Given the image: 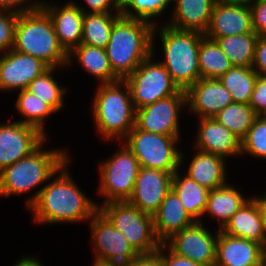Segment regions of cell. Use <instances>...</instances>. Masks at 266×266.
Listing matches in <instances>:
<instances>
[{
    "label": "cell",
    "mask_w": 266,
    "mask_h": 266,
    "mask_svg": "<svg viewBox=\"0 0 266 266\" xmlns=\"http://www.w3.org/2000/svg\"><path fill=\"white\" fill-rule=\"evenodd\" d=\"M261 214L264 233V248H266V192L261 195Z\"/></svg>",
    "instance_id": "7dc6e473"
},
{
    "label": "cell",
    "mask_w": 266,
    "mask_h": 266,
    "mask_svg": "<svg viewBox=\"0 0 266 266\" xmlns=\"http://www.w3.org/2000/svg\"><path fill=\"white\" fill-rule=\"evenodd\" d=\"M252 69L258 75L266 76V36H258Z\"/></svg>",
    "instance_id": "7bdbcfd3"
},
{
    "label": "cell",
    "mask_w": 266,
    "mask_h": 266,
    "mask_svg": "<svg viewBox=\"0 0 266 266\" xmlns=\"http://www.w3.org/2000/svg\"><path fill=\"white\" fill-rule=\"evenodd\" d=\"M156 45L158 43H152V54L124 79L135 109L171 97L180 91L169 72L156 58V51H160L156 50Z\"/></svg>",
    "instance_id": "30bf717a"
},
{
    "label": "cell",
    "mask_w": 266,
    "mask_h": 266,
    "mask_svg": "<svg viewBox=\"0 0 266 266\" xmlns=\"http://www.w3.org/2000/svg\"><path fill=\"white\" fill-rule=\"evenodd\" d=\"M39 7L32 0H0V10H9L17 13L29 12Z\"/></svg>",
    "instance_id": "ee69618b"
},
{
    "label": "cell",
    "mask_w": 266,
    "mask_h": 266,
    "mask_svg": "<svg viewBox=\"0 0 266 266\" xmlns=\"http://www.w3.org/2000/svg\"><path fill=\"white\" fill-rule=\"evenodd\" d=\"M13 50L31 55L48 67L66 68L68 53L59 43L50 16L39 7L18 15Z\"/></svg>",
    "instance_id": "8992f818"
},
{
    "label": "cell",
    "mask_w": 266,
    "mask_h": 266,
    "mask_svg": "<svg viewBox=\"0 0 266 266\" xmlns=\"http://www.w3.org/2000/svg\"><path fill=\"white\" fill-rule=\"evenodd\" d=\"M16 100L14 101V109L19 114L21 119L17 121L37 128L43 135L50 139L47 130L46 120L50 116H54L57 112L46 102L41 100L38 96L30 93L29 91L20 90L17 91ZM54 114V115H53Z\"/></svg>",
    "instance_id": "f1b7e54d"
},
{
    "label": "cell",
    "mask_w": 266,
    "mask_h": 266,
    "mask_svg": "<svg viewBox=\"0 0 266 266\" xmlns=\"http://www.w3.org/2000/svg\"><path fill=\"white\" fill-rule=\"evenodd\" d=\"M153 28L150 22L122 15L115 21L105 51L113 73L120 80L152 54Z\"/></svg>",
    "instance_id": "5b68a950"
},
{
    "label": "cell",
    "mask_w": 266,
    "mask_h": 266,
    "mask_svg": "<svg viewBox=\"0 0 266 266\" xmlns=\"http://www.w3.org/2000/svg\"><path fill=\"white\" fill-rule=\"evenodd\" d=\"M84 14L121 12V0H74ZM79 2V3H78ZM81 3V4H80Z\"/></svg>",
    "instance_id": "f35d334b"
},
{
    "label": "cell",
    "mask_w": 266,
    "mask_h": 266,
    "mask_svg": "<svg viewBox=\"0 0 266 266\" xmlns=\"http://www.w3.org/2000/svg\"><path fill=\"white\" fill-rule=\"evenodd\" d=\"M91 112L95 132L103 140L120 142L135 126V107L125 80L97 84Z\"/></svg>",
    "instance_id": "3957f363"
},
{
    "label": "cell",
    "mask_w": 266,
    "mask_h": 266,
    "mask_svg": "<svg viewBox=\"0 0 266 266\" xmlns=\"http://www.w3.org/2000/svg\"><path fill=\"white\" fill-rule=\"evenodd\" d=\"M193 149L219 155L226 160L241 157V140L214 118H199Z\"/></svg>",
    "instance_id": "d6986e66"
},
{
    "label": "cell",
    "mask_w": 266,
    "mask_h": 266,
    "mask_svg": "<svg viewBox=\"0 0 266 266\" xmlns=\"http://www.w3.org/2000/svg\"><path fill=\"white\" fill-rule=\"evenodd\" d=\"M172 179V173L141 167L128 202L153 216L172 189Z\"/></svg>",
    "instance_id": "e0dca14e"
},
{
    "label": "cell",
    "mask_w": 266,
    "mask_h": 266,
    "mask_svg": "<svg viewBox=\"0 0 266 266\" xmlns=\"http://www.w3.org/2000/svg\"><path fill=\"white\" fill-rule=\"evenodd\" d=\"M157 239L164 243L172 235L195 223L183 207L177 194L171 189L157 212L153 215Z\"/></svg>",
    "instance_id": "d4e9b609"
},
{
    "label": "cell",
    "mask_w": 266,
    "mask_h": 266,
    "mask_svg": "<svg viewBox=\"0 0 266 266\" xmlns=\"http://www.w3.org/2000/svg\"><path fill=\"white\" fill-rule=\"evenodd\" d=\"M48 68L36 57L10 49L0 56V92L25 90Z\"/></svg>",
    "instance_id": "9a60e30c"
},
{
    "label": "cell",
    "mask_w": 266,
    "mask_h": 266,
    "mask_svg": "<svg viewBox=\"0 0 266 266\" xmlns=\"http://www.w3.org/2000/svg\"><path fill=\"white\" fill-rule=\"evenodd\" d=\"M263 250L264 247L255 241L219 230L215 266H262Z\"/></svg>",
    "instance_id": "7402d4cb"
},
{
    "label": "cell",
    "mask_w": 266,
    "mask_h": 266,
    "mask_svg": "<svg viewBox=\"0 0 266 266\" xmlns=\"http://www.w3.org/2000/svg\"><path fill=\"white\" fill-rule=\"evenodd\" d=\"M266 160V116L258 115L246 136L241 140V157Z\"/></svg>",
    "instance_id": "8d00e7d4"
},
{
    "label": "cell",
    "mask_w": 266,
    "mask_h": 266,
    "mask_svg": "<svg viewBox=\"0 0 266 266\" xmlns=\"http://www.w3.org/2000/svg\"><path fill=\"white\" fill-rule=\"evenodd\" d=\"M47 137L19 121L0 123V171L35 151Z\"/></svg>",
    "instance_id": "5bb4252c"
},
{
    "label": "cell",
    "mask_w": 266,
    "mask_h": 266,
    "mask_svg": "<svg viewBox=\"0 0 266 266\" xmlns=\"http://www.w3.org/2000/svg\"><path fill=\"white\" fill-rule=\"evenodd\" d=\"M221 231L230 236L255 241L264 247L261 195H252Z\"/></svg>",
    "instance_id": "cb8c5ba5"
},
{
    "label": "cell",
    "mask_w": 266,
    "mask_h": 266,
    "mask_svg": "<svg viewBox=\"0 0 266 266\" xmlns=\"http://www.w3.org/2000/svg\"><path fill=\"white\" fill-rule=\"evenodd\" d=\"M200 78L219 79L233 65L216 40L202 37L198 56Z\"/></svg>",
    "instance_id": "4dcf8cb0"
},
{
    "label": "cell",
    "mask_w": 266,
    "mask_h": 266,
    "mask_svg": "<svg viewBox=\"0 0 266 266\" xmlns=\"http://www.w3.org/2000/svg\"><path fill=\"white\" fill-rule=\"evenodd\" d=\"M244 33H255L250 6L217 0L204 35L208 38H220Z\"/></svg>",
    "instance_id": "44dd1931"
},
{
    "label": "cell",
    "mask_w": 266,
    "mask_h": 266,
    "mask_svg": "<svg viewBox=\"0 0 266 266\" xmlns=\"http://www.w3.org/2000/svg\"><path fill=\"white\" fill-rule=\"evenodd\" d=\"M258 115L249 104L231 103L213 118L242 140Z\"/></svg>",
    "instance_id": "e575fe53"
},
{
    "label": "cell",
    "mask_w": 266,
    "mask_h": 266,
    "mask_svg": "<svg viewBox=\"0 0 266 266\" xmlns=\"http://www.w3.org/2000/svg\"><path fill=\"white\" fill-rule=\"evenodd\" d=\"M250 9L253 31L258 36H266V0H256Z\"/></svg>",
    "instance_id": "b9f144b4"
},
{
    "label": "cell",
    "mask_w": 266,
    "mask_h": 266,
    "mask_svg": "<svg viewBox=\"0 0 266 266\" xmlns=\"http://www.w3.org/2000/svg\"><path fill=\"white\" fill-rule=\"evenodd\" d=\"M249 105L257 115L266 116V76L258 75Z\"/></svg>",
    "instance_id": "ab89813d"
},
{
    "label": "cell",
    "mask_w": 266,
    "mask_h": 266,
    "mask_svg": "<svg viewBox=\"0 0 266 266\" xmlns=\"http://www.w3.org/2000/svg\"><path fill=\"white\" fill-rule=\"evenodd\" d=\"M41 8L50 16L59 43L69 54L82 42L84 13L74 0L65 4L49 0Z\"/></svg>",
    "instance_id": "ffe728a7"
},
{
    "label": "cell",
    "mask_w": 266,
    "mask_h": 266,
    "mask_svg": "<svg viewBox=\"0 0 266 266\" xmlns=\"http://www.w3.org/2000/svg\"><path fill=\"white\" fill-rule=\"evenodd\" d=\"M232 4L251 6L256 0H223Z\"/></svg>",
    "instance_id": "c3c4849f"
},
{
    "label": "cell",
    "mask_w": 266,
    "mask_h": 266,
    "mask_svg": "<svg viewBox=\"0 0 266 266\" xmlns=\"http://www.w3.org/2000/svg\"><path fill=\"white\" fill-rule=\"evenodd\" d=\"M19 13L0 10V56L13 47Z\"/></svg>",
    "instance_id": "74e56055"
},
{
    "label": "cell",
    "mask_w": 266,
    "mask_h": 266,
    "mask_svg": "<svg viewBox=\"0 0 266 266\" xmlns=\"http://www.w3.org/2000/svg\"><path fill=\"white\" fill-rule=\"evenodd\" d=\"M262 266H266V248H264V250H263Z\"/></svg>",
    "instance_id": "f907efd6"
},
{
    "label": "cell",
    "mask_w": 266,
    "mask_h": 266,
    "mask_svg": "<svg viewBox=\"0 0 266 266\" xmlns=\"http://www.w3.org/2000/svg\"><path fill=\"white\" fill-rule=\"evenodd\" d=\"M229 183L209 191L206 209L203 214V219L209 217L210 220H217L218 230H222L231 217L252 196L248 197L246 193L244 195V192H241L238 188L239 186Z\"/></svg>",
    "instance_id": "484cf974"
},
{
    "label": "cell",
    "mask_w": 266,
    "mask_h": 266,
    "mask_svg": "<svg viewBox=\"0 0 266 266\" xmlns=\"http://www.w3.org/2000/svg\"><path fill=\"white\" fill-rule=\"evenodd\" d=\"M34 256L36 255L29 254L20 256V258H17V260H15L16 262H14L12 266H44L43 262L39 260V257L36 258Z\"/></svg>",
    "instance_id": "bcb514c9"
},
{
    "label": "cell",
    "mask_w": 266,
    "mask_h": 266,
    "mask_svg": "<svg viewBox=\"0 0 266 266\" xmlns=\"http://www.w3.org/2000/svg\"><path fill=\"white\" fill-rule=\"evenodd\" d=\"M203 36L201 32L177 30L167 24L153 28L152 43H155L158 37V46L163 53V56L160 55L162 60L159 58L158 61L166 68L180 90L186 91L200 79L198 56Z\"/></svg>",
    "instance_id": "277c9868"
},
{
    "label": "cell",
    "mask_w": 266,
    "mask_h": 266,
    "mask_svg": "<svg viewBox=\"0 0 266 266\" xmlns=\"http://www.w3.org/2000/svg\"><path fill=\"white\" fill-rule=\"evenodd\" d=\"M217 0H172L170 17L162 24L177 30L205 33L209 27L212 9Z\"/></svg>",
    "instance_id": "603a6c76"
},
{
    "label": "cell",
    "mask_w": 266,
    "mask_h": 266,
    "mask_svg": "<svg viewBox=\"0 0 266 266\" xmlns=\"http://www.w3.org/2000/svg\"><path fill=\"white\" fill-rule=\"evenodd\" d=\"M46 142H50L48 138L30 155L0 171V198L23 196L29 193L25 198L27 210L50 178L71 158L67 148L51 149L49 147L47 150Z\"/></svg>",
    "instance_id": "7a4b0ae2"
},
{
    "label": "cell",
    "mask_w": 266,
    "mask_h": 266,
    "mask_svg": "<svg viewBox=\"0 0 266 266\" xmlns=\"http://www.w3.org/2000/svg\"><path fill=\"white\" fill-rule=\"evenodd\" d=\"M116 144V151L97 163L99 183L96 190L97 195L104 198L102 203L96 202L98 207L110 202L128 201L141 168L133 152L122 141Z\"/></svg>",
    "instance_id": "52a82bcc"
},
{
    "label": "cell",
    "mask_w": 266,
    "mask_h": 266,
    "mask_svg": "<svg viewBox=\"0 0 266 266\" xmlns=\"http://www.w3.org/2000/svg\"><path fill=\"white\" fill-rule=\"evenodd\" d=\"M258 74L252 67L232 66L218 80L235 103L249 104Z\"/></svg>",
    "instance_id": "836d02e7"
},
{
    "label": "cell",
    "mask_w": 266,
    "mask_h": 266,
    "mask_svg": "<svg viewBox=\"0 0 266 266\" xmlns=\"http://www.w3.org/2000/svg\"><path fill=\"white\" fill-rule=\"evenodd\" d=\"M171 2L172 0H121V15L150 22L153 26L160 25L162 23L158 18L164 13L166 16L167 10L172 8Z\"/></svg>",
    "instance_id": "d590c367"
},
{
    "label": "cell",
    "mask_w": 266,
    "mask_h": 266,
    "mask_svg": "<svg viewBox=\"0 0 266 266\" xmlns=\"http://www.w3.org/2000/svg\"><path fill=\"white\" fill-rule=\"evenodd\" d=\"M191 149L195 150L193 151L194 155L190 154L191 158L188 157V152H185L184 148L182 149L181 168L184 166L182 172L184 171L186 175L209 191L229 182L228 162L225 158L210 152ZM188 159L186 168L185 164Z\"/></svg>",
    "instance_id": "ac0fdd59"
},
{
    "label": "cell",
    "mask_w": 266,
    "mask_h": 266,
    "mask_svg": "<svg viewBox=\"0 0 266 266\" xmlns=\"http://www.w3.org/2000/svg\"><path fill=\"white\" fill-rule=\"evenodd\" d=\"M161 266H205L172 252L164 243L159 247Z\"/></svg>",
    "instance_id": "60d3db41"
},
{
    "label": "cell",
    "mask_w": 266,
    "mask_h": 266,
    "mask_svg": "<svg viewBox=\"0 0 266 266\" xmlns=\"http://www.w3.org/2000/svg\"><path fill=\"white\" fill-rule=\"evenodd\" d=\"M210 39L216 40L233 66L252 67L255 45L258 39L256 33H244Z\"/></svg>",
    "instance_id": "d6a6232c"
},
{
    "label": "cell",
    "mask_w": 266,
    "mask_h": 266,
    "mask_svg": "<svg viewBox=\"0 0 266 266\" xmlns=\"http://www.w3.org/2000/svg\"><path fill=\"white\" fill-rule=\"evenodd\" d=\"M71 158L50 178L28 208L32 223L38 225L88 223L98 211L94 198L82 191L69 169Z\"/></svg>",
    "instance_id": "6da1fadb"
},
{
    "label": "cell",
    "mask_w": 266,
    "mask_h": 266,
    "mask_svg": "<svg viewBox=\"0 0 266 266\" xmlns=\"http://www.w3.org/2000/svg\"><path fill=\"white\" fill-rule=\"evenodd\" d=\"M59 69L63 71L62 69L64 68L49 67L41 75L36 77L26 89L49 104L58 113L65 108V98L67 99L69 94L68 86L60 84L57 81L58 79L55 78V73Z\"/></svg>",
    "instance_id": "f546056e"
},
{
    "label": "cell",
    "mask_w": 266,
    "mask_h": 266,
    "mask_svg": "<svg viewBox=\"0 0 266 266\" xmlns=\"http://www.w3.org/2000/svg\"><path fill=\"white\" fill-rule=\"evenodd\" d=\"M187 113L186 92L158 100L135 110V128L155 134L181 135L183 114Z\"/></svg>",
    "instance_id": "7c38bea8"
},
{
    "label": "cell",
    "mask_w": 266,
    "mask_h": 266,
    "mask_svg": "<svg viewBox=\"0 0 266 266\" xmlns=\"http://www.w3.org/2000/svg\"><path fill=\"white\" fill-rule=\"evenodd\" d=\"M74 60L87 75L98 80L97 84L113 83L120 80L111 69L105 48L80 44L68 54V68L74 66Z\"/></svg>",
    "instance_id": "4316f807"
},
{
    "label": "cell",
    "mask_w": 266,
    "mask_h": 266,
    "mask_svg": "<svg viewBox=\"0 0 266 266\" xmlns=\"http://www.w3.org/2000/svg\"><path fill=\"white\" fill-rule=\"evenodd\" d=\"M182 168L173 174L172 190L179 197L183 207L195 222L203 223L209 190L195 182Z\"/></svg>",
    "instance_id": "83f0119b"
},
{
    "label": "cell",
    "mask_w": 266,
    "mask_h": 266,
    "mask_svg": "<svg viewBox=\"0 0 266 266\" xmlns=\"http://www.w3.org/2000/svg\"><path fill=\"white\" fill-rule=\"evenodd\" d=\"M91 234L93 263L99 266H129L140 254L126 237L98 210L87 224Z\"/></svg>",
    "instance_id": "8fae6325"
},
{
    "label": "cell",
    "mask_w": 266,
    "mask_h": 266,
    "mask_svg": "<svg viewBox=\"0 0 266 266\" xmlns=\"http://www.w3.org/2000/svg\"><path fill=\"white\" fill-rule=\"evenodd\" d=\"M122 142L133 152L140 167L172 174L181 168V135L148 133L134 127Z\"/></svg>",
    "instance_id": "ba28073f"
},
{
    "label": "cell",
    "mask_w": 266,
    "mask_h": 266,
    "mask_svg": "<svg viewBox=\"0 0 266 266\" xmlns=\"http://www.w3.org/2000/svg\"><path fill=\"white\" fill-rule=\"evenodd\" d=\"M186 115L213 118L220 110L233 103L230 92L218 79L200 78L186 91Z\"/></svg>",
    "instance_id": "2e32d148"
},
{
    "label": "cell",
    "mask_w": 266,
    "mask_h": 266,
    "mask_svg": "<svg viewBox=\"0 0 266 266\" xmlns=\"http://www.w3.org/2000/svg\"><path fill=\"white\" fill-rule=\"evenodd\" d=\"M38 7H42L47 4L49 1L47 0H32Z\"/></svg>",
    "instance_id": "681fc988"
},
{
    "label": "cell",
    "mask_w": 266,
    "mask_h": 266,
    "mask_svg": "<svg viewBox=\"0 0 266 266\" xmlns=\"http://www.w3.org/2000/svg\"><path fill=\"white\" fill-rule=\"evenodd\" d=\"M98 210L119 230L139 254L156 253L161 245L154 231L153 216L128 201L101 204Z\"/></svg>",
    "instance_id": "9c48e42d"
},
{
    "label": "cell",
    "mask_w": 266,
    "mask_h": 266,
    "mask_svg": "<svg viewBox=\"0 0 266 266\" xmlns=\"http://www.w3.org/2000/svg\"><path fill=\"white\" fill-rule=\"evenodd\" d=\"M129 266H161L159 249L153 254H140Z\"/></svg>",
    "instance_id": "f6af8a7d"
},
{
    "label": "cell",
    "mask_w": 266,
    "mask_h": 266,
    "mask_svg": "<svg viewBox=\"0 0 266 266\" xmlns=\"http://www.w3.org/2000/svg\"><path fill=\"white\" fill-rule=\"evenodd\" d=\"M121 12L84 14L81 44L106 48L113 25Z\"/></svg>",
    "instance_id": "1f68e13d"
},
{
    "label": "cell",
    "mask_w": 266,
    "mask_h": 266,
    "mask_svg": "<svg viewBox=\"0 0 266 266\" xmlns=\"http://www.w3.org/2000/svg\"><path fill=\"white\" fill-rule=\"evenodd\" d=\"M204 222H195L172 235L164 244L179 256L205 266H215L216 243L219 230L207 228Z\"/></svg>",
    "instance_id": "4fadbf2b"
}]
</instances>
